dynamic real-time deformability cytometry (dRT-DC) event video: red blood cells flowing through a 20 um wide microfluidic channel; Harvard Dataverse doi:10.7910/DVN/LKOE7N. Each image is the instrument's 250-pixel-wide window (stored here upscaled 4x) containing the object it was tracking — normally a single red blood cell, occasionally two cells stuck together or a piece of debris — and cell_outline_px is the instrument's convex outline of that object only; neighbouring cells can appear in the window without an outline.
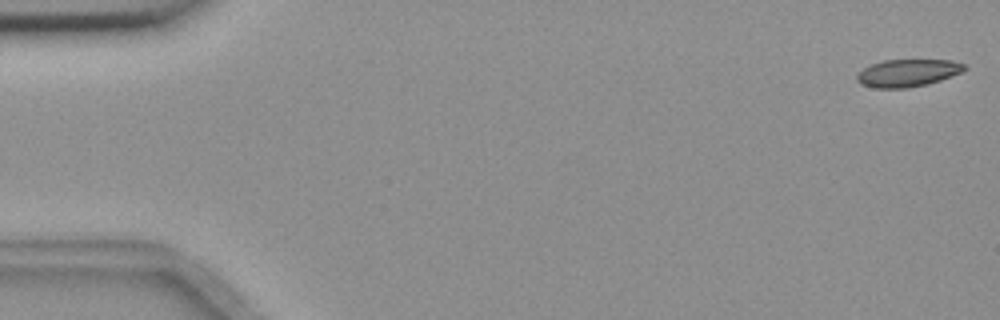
{"species": "common noctule bat (a hibernating species)", "species_latin": "Nyctalus noctula", "temperature_condition": "room temperature", "stored_images_in_passage": 9, "camera_frame_rate_fps": 3000, "um_per_image_px": 0.085, "animal": {"sex": "female", "body_mass_g": 18.4}, "frame": {"image": 1, "passage_image": 1, "time_ms": 0.0, "image_size_px": [1000, 320], "cell_outline_px": [[968, 68], [964, 72], [928, 84], [908, 88], [876, 88], [860, 84], [856, 80], [856, 76], [864, 68], [872, 64], [884, 60], [952, 60], [964, 64]], "centroid_in_image_um": [77.18, 6.2], "position_along_channel_um": 7.8, "area_um2": 17.28}}